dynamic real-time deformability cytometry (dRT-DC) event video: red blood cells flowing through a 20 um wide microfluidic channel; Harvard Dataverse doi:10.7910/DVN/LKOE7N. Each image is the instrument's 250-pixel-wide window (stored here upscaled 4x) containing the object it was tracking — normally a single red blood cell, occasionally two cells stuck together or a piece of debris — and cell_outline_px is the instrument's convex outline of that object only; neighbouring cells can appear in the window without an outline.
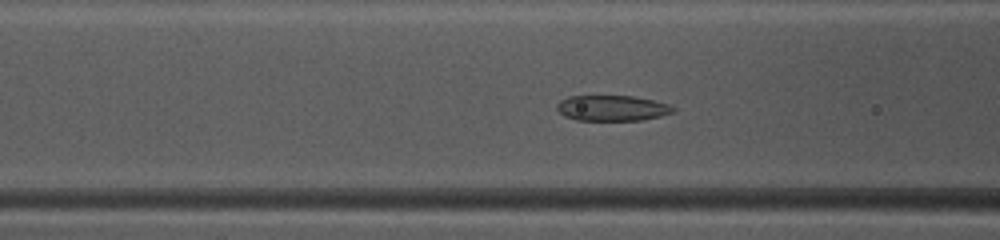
{"species": "common noctule bat (a hibernating species)", "species_latin": "Nyctalus noctula", "temperature_condition": "warm", "stored_images_in_passage": 37, "camera_frame_rate_fps": 3000, "um_per_image_px": 0.085, "animal": {"sex": "female", "body_mass_g": 10.0, "forearm_length_mm": 53.1}, "frame": {"image": 1, "passage_image": 8, "time_ms": 2.333, "image_size_px": [1000, 240], "cell_outline_px": [[676, 112], [644, 120], [576, 120], [564, 116], [556, 108], [556, 104], [560, 100], [568, 96], [632, 96], [652, 100], [668, 104], [676, 108]], "centroid_in_image_um": [52.03, 9.19], "position_along_channel_um": 114.6, "area_um2": 17.4}}
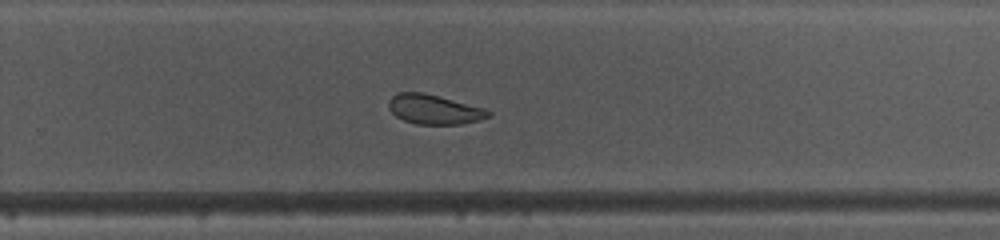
{"frame": {"image": 2, "passage_image": 21, "time_ms": 6.667, "image_size_px": [1000, 240], "cell_outline_px": [[492, 116], [480, 120], [460, 124], [416, 124], [404, 120], [396, 116], [388, 108], [388, 100], [392, 96], [400, 92], [424, 92], [484, 108], [492, 112]], "centroid_in_image_um": [36.91, 9.3], "position_along_channel_um": 292.9, "area_um2": 17.22}}
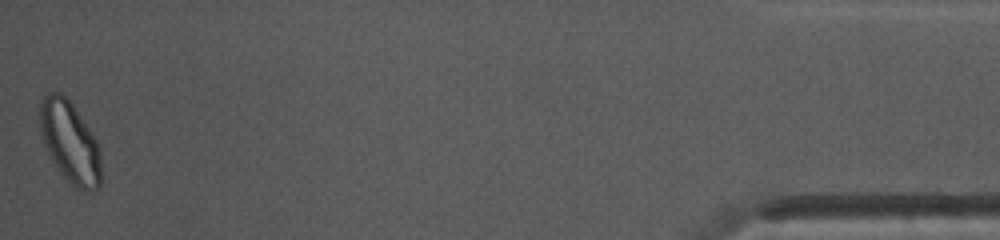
{"frame": {"image": 3, "passage_image": 37, "time_ms": 12.0, "image_size_px": [1000, 240], "cell_outline_px": [[100, 188], [92, 192], [88, 192], [76, 188], [64, 176], [52, 160], [48, 152], [40, 132], [40, 104], [44, 96], [48, 92], [60, 92], [72, 104], [96, 140], [100, 148]], "centroid_in_image_um": [5.95, 12.1], "position_along_channel_um": 429.2, "area_um2": 28.67}, "authors_computed_cell_mechanics": {"area_um2": 18.2648, "velocity_mm_per_s": 4.1202, "shape_relaxation_time_tau1_ms": 3.0053, "shape_relaxation_time_tau2_ms": 2.4325, "deformation_change_tau1": 0.1049, "deformation_change_tau2": 0.0727}}